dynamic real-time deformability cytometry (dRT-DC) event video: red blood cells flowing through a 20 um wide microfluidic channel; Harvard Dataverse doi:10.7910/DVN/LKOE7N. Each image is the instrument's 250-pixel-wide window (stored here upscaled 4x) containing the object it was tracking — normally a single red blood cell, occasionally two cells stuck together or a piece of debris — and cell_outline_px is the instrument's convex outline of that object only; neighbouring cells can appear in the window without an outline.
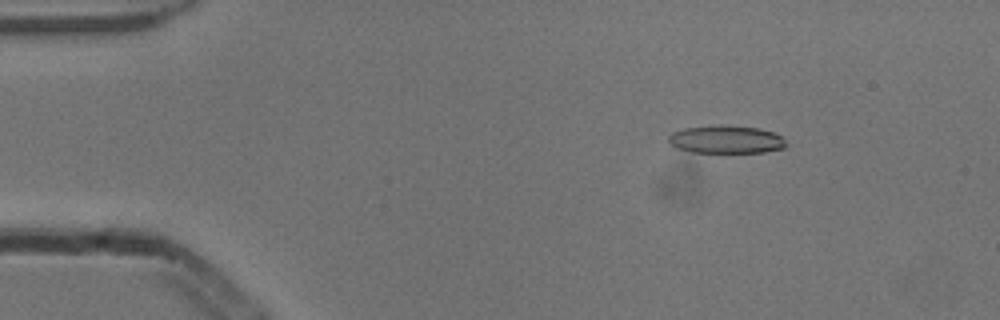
{"species": "common noctule bat (a hibernating species)", "species_latin": "Nyctalus noctula", "temperature_condition": "cold", "stored_images_in_passage": 5, "camera_frame_rate_fps": 3000, "um_per_image_px": 0.085, "animal": {"sex": "male", "body_mass_g": 13.3}, "frame": {"image": 1, "passage_image": 2, "time_ms": 0.333, "image_size_px": [1000, 320], "cell_outline_px": [[788, 144], [784, 148], [764, 152], [692, 152], [676, 148], [668, 140], [668, 136], [672, 132], [684, 128], [716, 124], [720, 124], [760, 128], [784, 136]], "centroid_in_image_um": [61.75, 11.84], "position_along_channel_um": 23.3, "area_um2": 19.42}}
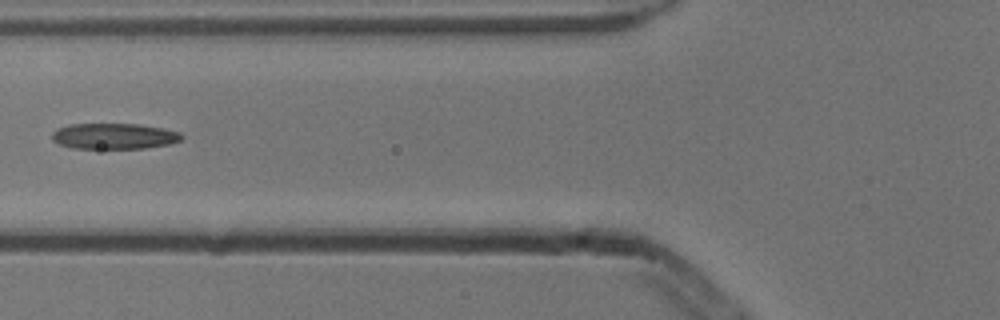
{"frame": {"image": 2, "passage_image": 5, "time_ms": 1.333, "image_size_px": [1000, 320], "cell_outline_px": [[184, 136], [180, 140], [168, 144], [144, 148], [72, 148], [56, 144], [52, 140], [52, 132], [56, 128], [68, 124], [140, 124], [164, 128], [180, 132]], "centroid_in_image_um": [9.65, 11.56], "position_along_channel_um": 116.1, "area_um2": 19.65}}